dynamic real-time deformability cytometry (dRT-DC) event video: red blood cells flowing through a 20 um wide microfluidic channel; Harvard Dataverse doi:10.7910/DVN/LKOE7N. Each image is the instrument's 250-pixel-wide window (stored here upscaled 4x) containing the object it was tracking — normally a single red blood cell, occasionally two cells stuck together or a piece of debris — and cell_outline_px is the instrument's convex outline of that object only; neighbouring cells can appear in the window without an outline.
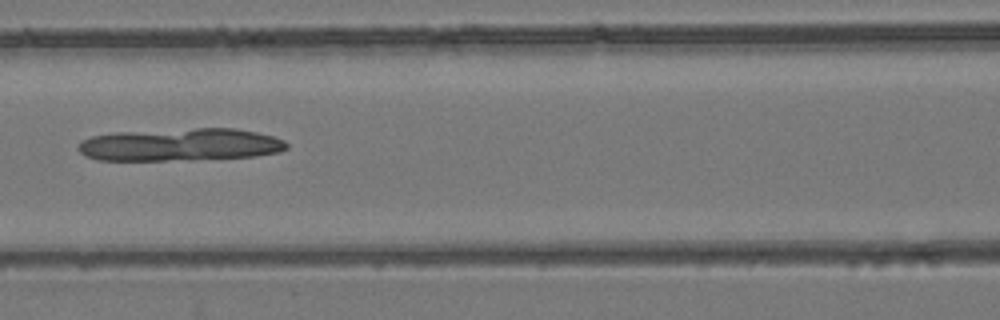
{"species": "common noctule bat (a hibernating species)", "species_latin": "Nyctalus noctula", "temperature_condition": "room temperature", "stored_images_in_passage": 6, "camera_frame_rate_fps": 3000, "um_per_image_px": 0.085, "animal": {"sex": "female", "body_mass_g": 24.6, "forearm_length_mm": 56.2}, "frame": {"image": 1, "passage_image": 5, "time_ms": 6.0, "image_size_px": [1000, 320], "cell_outline_px": [[288, 148], [280, 152], [256, 156], [192, 160], [96, 160], [84, 156], [76, 148], [76, 144], [80, 140], [92, 136], [116, 132], [196, 128], [236, 128], [256, 132], [272, 136], [284, 140], [288, 144]], "centroid_in_image_um": [15.29, 12.3], "position_along_channel_um": 151.3, "area_um2": 40.11}}
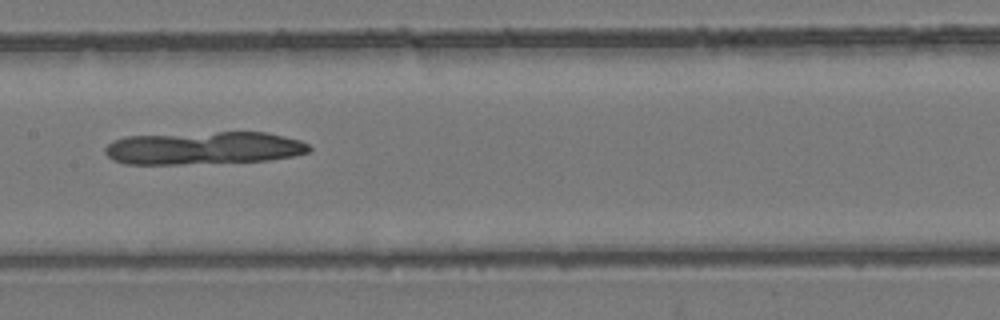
{"frame": {"image": 2, "passage_image": 6, "time_ms": 7.0, "image_size_px": [1000, 320], "cell_outline_px": [[312, 148], [308, 152], [292, 156], [268, 160], [176, 164], [124, 164], [112, 160], [104, 152], [104, 148], [112, 140], [124, 136], [216, 132], [268, 132], [300, 140], [308, 144]], "centroid_in_image_um": [17.28, 12.58], "position_along_channel_um": 190.1, "area_um2": 39.07}}